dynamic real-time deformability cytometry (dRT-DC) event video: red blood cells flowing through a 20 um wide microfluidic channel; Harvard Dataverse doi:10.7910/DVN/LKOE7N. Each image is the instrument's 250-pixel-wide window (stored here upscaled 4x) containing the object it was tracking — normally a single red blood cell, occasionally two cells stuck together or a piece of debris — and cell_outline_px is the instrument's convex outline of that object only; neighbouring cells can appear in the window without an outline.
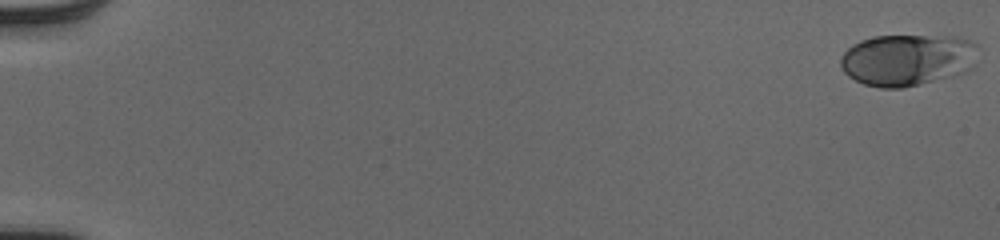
{"species": "human", "species_latin": "Homo sapiens", "temperature_condition": "cold", "stored_images_in_passage": 50, "camera_frame_rate_fps": 3000, "um_per_image_px": 0.085, "donor": {"sex": "male"}, "frame": {"image": 1, "passage_image": 1, "time_ms": 0.0, "image_size_px": [1000, 240], "cell_outline_px": [[980, 60], [968, 72], [904, 88], [880, 88], [864, 84], [848, 76], [844, 72], [840, 64], [840, 56], [852, 44], [860, 40], [872, 36], [960, 36], [980, 44]], "centroid_in_image_um": [77.22, 5.07], "position_along_channel_um": 7.8, "area_um2": 42.54}}
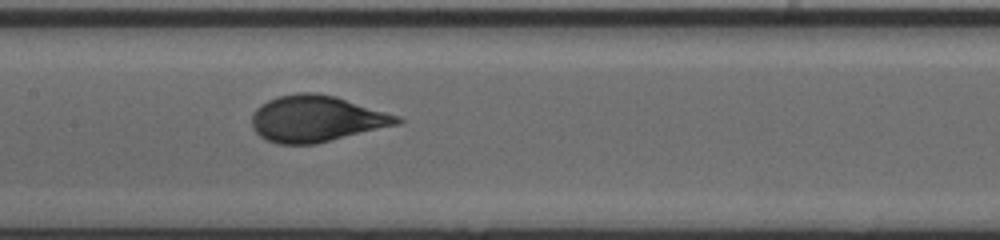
{"frame": {"image": 2, "passage_image": 28, "time_ms": 9.0, "image_size_px": [1000, 240], "cell_outline_px": [[404, 120], [400, 124], [316, 144], [276, 144], [260, 136], [252, 128], [252, 112], [260, 104], [276, 96], [296, 92], [316, 92], [336, 96], [400, 116]], "centroid_in_image_um": [26.89, 10.08], "position_along_channel_um": 180.5, "area_um2": 39.59}}
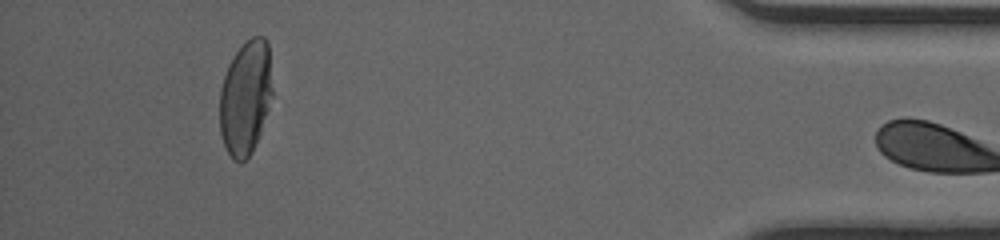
{"frame": {"image": 3, "passage_image": 49, "time_ms": 16.0, "image_size_px": [1000, 240], "cell_outline_px": [[272, 96], [260, 132], [252, 152], [240, 164], [232, 160], [224, 144], [220, 132], [220, 88], [228, 64], [232, 56], [252, 36], [264, 36], [268, 40], [272, 88]], "centroid_in_image_um": [20.86, 8.29], "position_along_channel_um": 414.3, "area_um2": 35.08}}